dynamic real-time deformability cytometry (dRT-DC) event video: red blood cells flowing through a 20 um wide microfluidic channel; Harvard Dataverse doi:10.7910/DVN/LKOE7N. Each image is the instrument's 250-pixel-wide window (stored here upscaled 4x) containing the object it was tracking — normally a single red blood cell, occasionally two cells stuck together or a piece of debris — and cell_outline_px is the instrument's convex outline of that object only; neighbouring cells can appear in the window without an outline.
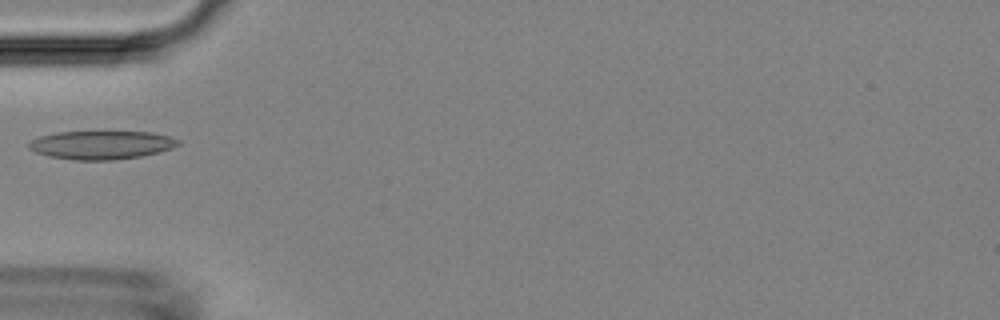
{"species": "Egyptian fruit bat (a non-hibernating species)", "species_latin": "Rousettus aegyptiacus", "temperature_condition": "room temperature", "stored_images_in_passage": 5, "camera_frame_rate_fps": 3000, "um_per_image_px": 0.085, "animal": {"sex": "female"}, "frame": {"image": 1, "passage_image": 5, "time_ms": 4.667, "image_size_px": [1000, 320], "cell_outline_px": [[180, 144], [172, 148], [160, 152], [140, 156], [112, 160], [72, 160], [48, 156], [36, 152], [28, 148], [28, 144], [32, 140], [40, 136], [56, 132], [152, 132], [168, 136], [180, 140]], "centroid_in_image_um": [8.62, 12.32], "position_along_channel_um": 76.4, "area_um2": 24.74}}